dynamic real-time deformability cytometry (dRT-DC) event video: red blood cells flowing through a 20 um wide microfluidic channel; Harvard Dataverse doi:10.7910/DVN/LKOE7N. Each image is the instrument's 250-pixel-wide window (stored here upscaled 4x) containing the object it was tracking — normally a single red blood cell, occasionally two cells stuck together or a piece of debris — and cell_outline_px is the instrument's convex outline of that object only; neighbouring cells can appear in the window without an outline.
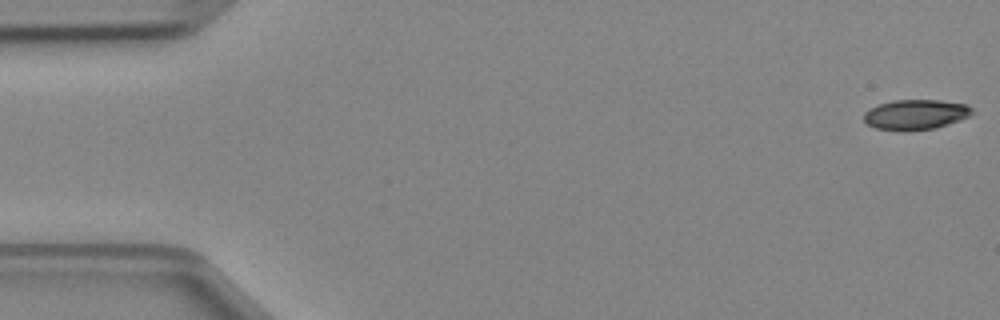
{"species": "Egyptian fruit bat (a non-hibernating species)", "species_latin": "Rousettus aegyptiacus", "temperature_condition": "cold", "stored_images_in_passage": 47, "camera_frame_rate_fps": 3000, "um_per_image_px": 0.085, "animal": {"sex": "female"}, "frame": {"image": 1, "passage_image": 1, "time_ms": 0.0, "image_size_px": [1000, 320], "cell_outline_px": [[972, 112], [968, 116], [960, 120], [936, 128], [904, 132], [900, 132], [876, 128], [868, 124], [864, 120], [864, 112], [868, 108], [892, 100], [940, 100], [968, 104], [972, 108]], "centroid_in_image_um": [77.81, 9.75], "position_along_channel_um": 7.2, "area_um2": 19.25}}
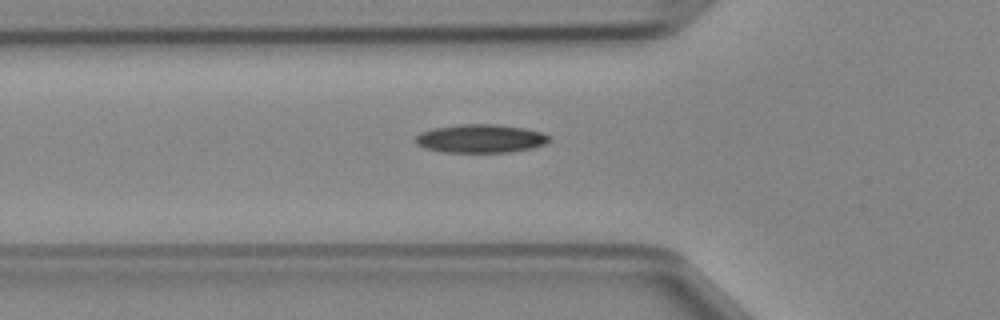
{"frame": {"image": 2, "passage_image": 16, "time_ms": 5.0, "image_size_px": [1000, 320], "cell_outline_px": [[552, 140], [544, 144], [532, 148], [508, 152], [440, 152], [424, 148], [416, 144], [416, 136], [420, 132], [432, 128], [460, 124], [496, 124], [524, 128], [540, 132], [548, 136]], "centroid_in_image_um": [40.81, 11.78], "position_along_channel_um": 85.0, "area_um2": 22.2}}
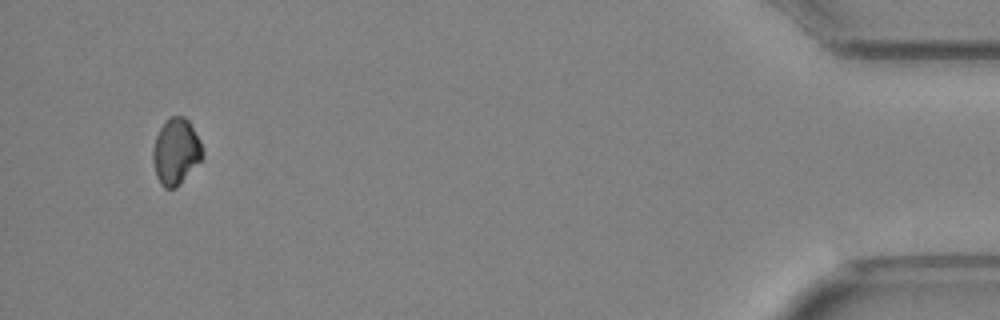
{"frame": {"image": 3, "passage_image": 45, "time_ms": 14.667, "image_size_px": [1000, 320], "cell_outline_px": [[204, 156], [180, 184], [176, 188], [164, 188], [160, 184], [156, 176], [152, 160], [152, 148], [156, 136], [160, 128], [172, 116], [184, 116], [188, 120], [200, 140], [204, 152]], "centroid_in_image_um": [14.95, 12.9], "position_along_channel_um": 420.3, "area_um2": 19.13}}